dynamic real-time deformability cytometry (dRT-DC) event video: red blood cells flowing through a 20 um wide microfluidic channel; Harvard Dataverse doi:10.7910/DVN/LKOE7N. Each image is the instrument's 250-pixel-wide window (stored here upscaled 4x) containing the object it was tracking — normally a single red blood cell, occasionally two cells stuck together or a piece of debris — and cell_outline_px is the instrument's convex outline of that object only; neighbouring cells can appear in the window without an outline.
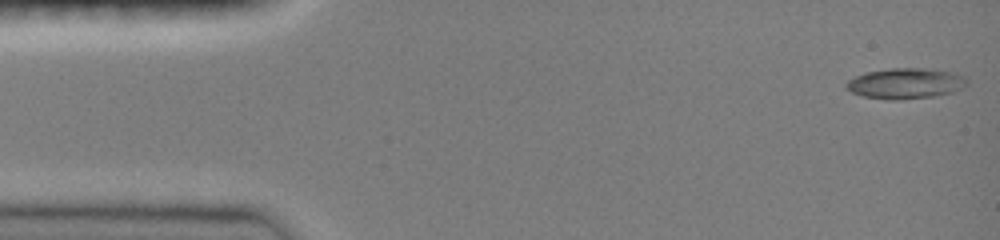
{"species": "common noctule bat (a hibernating species)", "species_latin": "Nyctalus noctula", "temperature_condition": "room temperature", "stored_images_in_passage": 47, "camera_frame_rate_fps": 3000, "um_per_image_px": 0.085, "animal": {"sex": "female", "body_mass_g": 19.0, "forearm_length_mm": 51.5}, "frame": {"image": 1, "passage_image": 1, "time_ms": 0.0, "image_size_px": [1000, 240], "cell_outline_px": [[968, 84], [952, 92], [936, 96], [900, 100], [892, 100], [864, 96], [852, 92], [844, 84], [848, 80], [864, 72], [892, 68], [924, 68], [948, 72], [964, 76], [968, 80]], "centroid_in_image_um": [76.96, 7.09], "position_along_channel_um": 8.0, "area_um2": 21.39}}
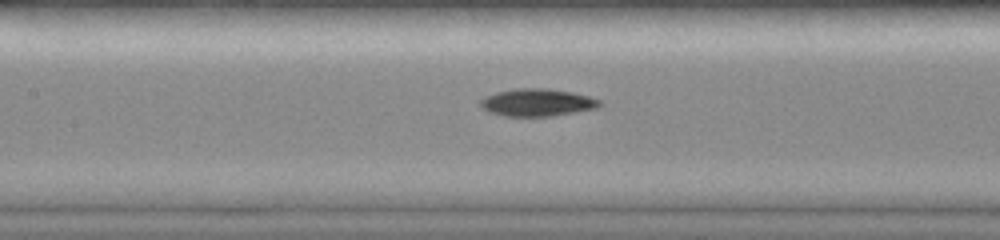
{"frame": {"image": 2, "passage_image": 21, "time_ms": 6.667, "image_size_px": [1000, 240], "cell_outline_px": [[604, 104], [596, 108], [576, 112], [552, 116], [504, 116], [488, 112], [480, 104], [480, 100], [484, 96], [496, 92], [516, 88], [544, 88], [572, 92], [588, 96], [600, 100]], "centroid_in_image_um": [45.66, 8.71], "position_along_channel_um": 161.7, "area_um2": 19.13}}
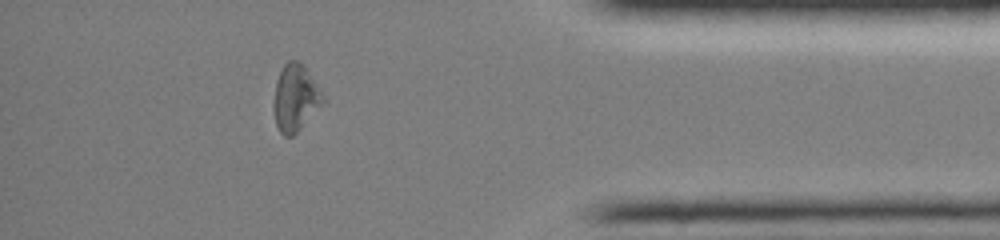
{"frame": {"image": 3, "passage_image": 41, "time_ms": 13.333, "image_size_px": [1000, 240], "cell_outline_px": [[324, 100], [300, 128], [292, 136], [284, 136], [280, 132], [276, 124], [272, 104], [276, 80], [284, 64], [288, 60], [300, 60], [304, 64], [324, 96]], "centroid_in_image_um": [25.06, 8.28], "position_along_channel_um": 410.1, "area_um2": 18.96}, "authors_computed_cell_mechanics": {"area_um2": 19.074, "velocity_mm_per_s": 4.0438, "shape_relaxation_time_tau1_ms": 6.9182, "shape_relaxation_time_tau2_ms": null, "deformation_change_tau1": 0.206, "deformation_change_tau2": null}}